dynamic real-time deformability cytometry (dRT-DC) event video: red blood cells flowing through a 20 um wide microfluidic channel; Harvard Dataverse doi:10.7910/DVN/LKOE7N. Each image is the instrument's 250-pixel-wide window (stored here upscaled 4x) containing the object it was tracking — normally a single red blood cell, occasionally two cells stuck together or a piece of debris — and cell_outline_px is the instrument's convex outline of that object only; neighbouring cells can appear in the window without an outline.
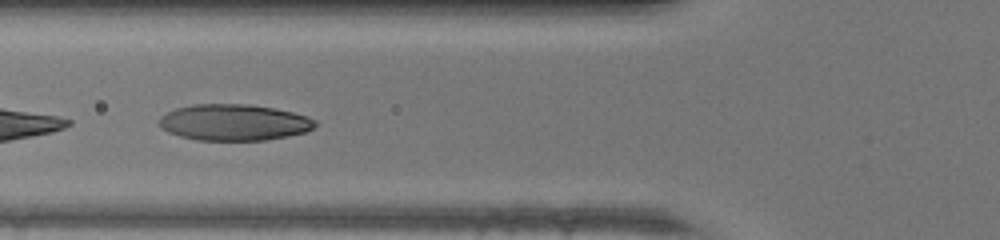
{"species": "human", "species_latin": "Homo sapiens", "temperature_condition": "warm", "stored_images_in_passage": 33, "camera_frame_rate_fps": 3000, "um_per_image_px": 0.085, "donor": {"sex": "female"}, "frame": {"image": 1, "passage_image": 6, "time_ms": 1.667, "image_size_px": [1000, 240], "cell_outline_px": [[316, 124], [312, 128], [304, 132], [288, 136], [264, 140], [196, 140], [180, 136], [168, 132], [160, 124], [160, 116], [176, 108], [192, 104], [248, 104], [272, 108], [292, 112], [308, 116], [316, 120]], "centroid_in_image_um": [19.89, 10.4], "position_along_channel_um": 105.9, "area_um2": 32.77}}
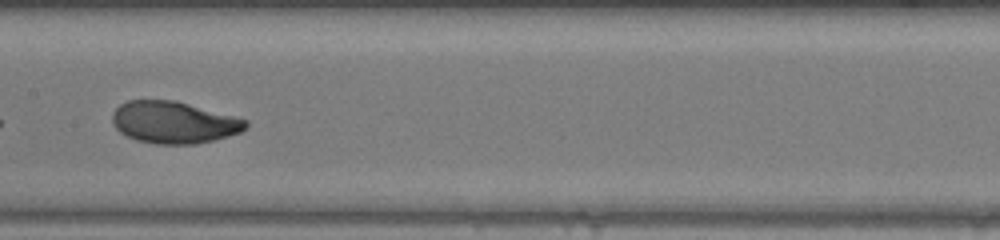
{"frame": {"image": 2, "passage_image": 12, "time_ms": 3.667, "image_size_px": [1000, 240], "cell_outline_px": [[248, 124], [240, 132], [228, 136], [196, 144], [156, 144], [136, 140], [120, 132], [112, 124], [112, 112], [120, 104], [128, 100], [176, 100], [236, 116], [248, 120]], "centroid_in_image_um": [14.76, 10.39], "position_along_channel_um": 192.6, "area_um2": 32.77}}
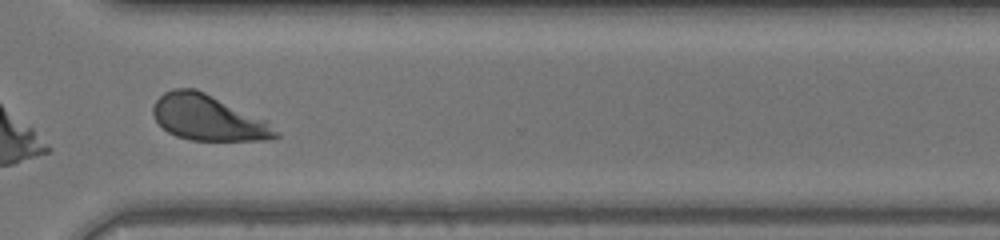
{"frame": {"image": 3, "passage_image": 23, "time_ms": 7.333, "image_size_px": [1000, 240], "cell_outline_px": [[280, 136], [272, 140], [192, 140], [176, 136], [168, 132], [152, 116], [152, 108], [156, 100], [164, 92], [172, 88], [196, 88], [264, 120], [280, 132]], "centroid_in_image_um": [17.66, 10.01], "position_along_channel_um": 352.9, "area_um2": 32.25}, "authors_computed_cell_mechanics": {"area_um2": 32.5992, "velocity_mm_per_s": 4.3542, "shape_relaxation_time_tau1_ms": 4.1606, "shape_relaxation_time_tau2_ms": 1.1168, "deformation_change_tau1": 0.2181, "deformation_change_tau2": 0.0596}}